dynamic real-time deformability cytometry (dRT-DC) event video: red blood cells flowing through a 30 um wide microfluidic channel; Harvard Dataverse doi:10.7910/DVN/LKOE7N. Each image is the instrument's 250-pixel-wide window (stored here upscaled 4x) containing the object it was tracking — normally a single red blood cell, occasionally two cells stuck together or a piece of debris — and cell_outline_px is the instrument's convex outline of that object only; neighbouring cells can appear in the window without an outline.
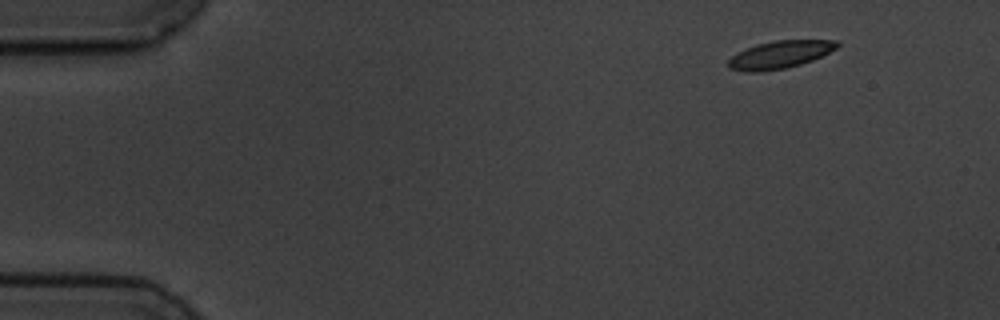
{"species": "common noctule bat (a hibernating species)", "species_latin": "Nyctalus noctula", "temperature_condition": "cold", "stored_images_in_passage": 5, "camera_frame_rate_fps": 3000, "um_per_image_px": 0.085, "animal": {"sex": "male", "body_mass_g": 19.5, "forearm_length_mm": 54.6}, "frame": {"image": 1, "passage_image": 1, "time_ms": 0.0, "image_size_px": [1000, 320], "cell_outline_px": [[840, 44], [836, 48], [812, 60], [800, 64], [784, 68], [760, 72], [744, 72], [728, 68], [728, 60], [736, 52], [744, 48], [756, 44], [772, 40], [840, 40]], "centroid_in_image_um": [66.24, 4.63], "position_along_channel_um": 18.8, "area_um2": 17.63}}
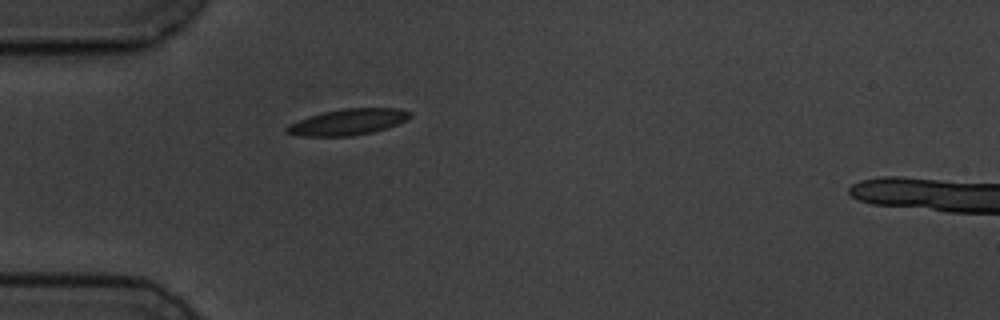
{"frame": {"image": 2, "passage_image": 4, "time_ms": 3.667, "image_size_px": [1000, 320], "cell_outline_px": [[412, 116], [388, 128], [372, 132], [352, 136], [300, 136], [284, 132], [284, 128], [288, 124], [308, 116], [324, 112], [344, 108], [400, 108], [412, 112]], "centroid_in_image_um": [29.55, 10.37], "position_along_channel_um": 55.4, "area_um2": 18.84}}